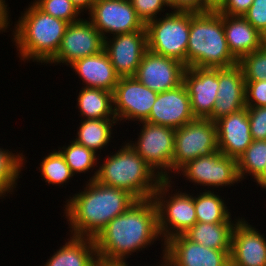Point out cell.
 Wrapping results in <instances>:
<instances>
[{
    "mask_svg": "<svg viewBox=\"0 0 266 266\" xmlns=\"http://www.w3.org/2000/svg\"><path fill=\"white\" fill-rule=\"evenodd\" d=\"M98 260L127 263V258L161 241L158 213L153 198L137 200L123 214L111 220L94 238Z\"/></svg>",
    "mask_w": 266,
    "mask_h": 266,
    "instance_id": "obj_1",
    "label": "cell"
},
{
    "mask_svg": "<svg viewBox=\"0 0 266 266\" xmlns=\"http://www.w3.org/2000/svg\"><path fill=\"white\" fill-rule=\"evenodd\" d=\"M84 186L66 198L62 209L70 228L68 234L72 236L95 238L111 220L137 201L129 192L95 180L86 181Z\"/></svg>",
    "mask_w": 266,
    "mask_h": 266,
    "instance_id": "obj_2",
    "label": "cell"
},
{
    "mask_svg": "<svg viewBox=\"0 0 266 266\" xmlns=\"http://www.w3.org/2000/svg\"><path fill=\"white\" fill-rule=\"evenodd\" d=\"M14 22L11 38L17 56L27 61L46 64L56 55L68 22L41 11L33 2Z\"/></svg>",
    "mask_w": 266,
    "mask_h": 266,
    "instance_id": "obj_3",
    "label": "cell"
},
{
    "mask_svg": "<svg viewBox=\"0 0 266 266\" xmlns=\"http://www.w3.org/2000/svg\"><path fill=\"white\" fill-rule=\"evenodd\" d=\"M122 144L119 150L107 154L102 163L98 161L101 165L95 181L125 190L137 200L152 198L162 179L128 142Z\"/></svg>",
    "mask_w": 266,
    "mask_h": 266,
    "instance_id": "obj_4",
    "label": "cell"
},
{
    "mask_svg": "<svg viewBox=\"0 0 266 266\" xmlns=\"http://www.w3.org/2000/svg\"><path fill=\"white\" fill-rule=\"evenodd\" d=\"M238 64L229 51L218 11L190 12L186 68H226Z\"/></svg>",
    "mask_w": 266,
    "mask_h": 266,
    "instance_id": "obj_5",
    "label": "cell"
},
{
    "mask_svg": "<svg viewBox=\"0 0 266 266\" xmlns=\"http://www.w3.org/2000/svg\"><path fill=\"white\" fill-rule=\"evenodd\" d=\"M172 180H162L152 197L158 213L159 233L164 243L173 236L186 233L197 222L193 192L174 189L178 186L174 187L175 181Z\"/></svg>",
    "mask_w": 266,
    "mask_h": 266,
    "instance_id": "obj_6",
    "label": "cell"
},
{
    "mask_svg": "<svg viewBox=\"0 0 266 266\" xmlns=\"http://www.w3.org/2000/svg\"><path fill=\"white\" fill-rule=\"evenodd\" d=\"M145 24L149 51L173 58L186 67L190 12L171 11Z\"/></svg>",
    "mask_w": 266,
    "mask_h": 266,
    "instance_id": "obj_7",
    "label": "cell"
},
{
    "mask_svg": "<svg viewBox=\"0 0 266 266\" xmlns=\"http://www.w3.org/2000/svg\"><path fill=\"white\" fill-rule=\"evenodd\" d=\"M136 125L141 126L137 140L128 144L162 180L172 179L175 129L146 121Z\"/></svg>",
    "mask_w": 266,
    "mask_h": 266,
    "instance_id": "obj_8",
    "label": "cell"
},
{
    "mask_svg": "<svg viewBox=\"0 0 266 266\" xmlns=\"http://www.w3.org/2000/svg\"><path fill=\"white\" fill-rule=\"evenodd\" d=\"M176 174L195 185L196 189L200 185L202 189L205 188L204 190L229 188L241 182L238 176L237 160L226 156L219 150L210 156L197 157L189 161L175 173L174 180Z\"/></svg>",
    "mask_w": 266,
    "mask_h": 266,
    "instance_id": "obj_9",
    "label": "cell"
},
{
    "mask_svg": "<svg viewBox=\"0 0 266 266\" xmlns=\"http://www.w3.org/2000/svg\"><path fill=\"white\" fill-rule=\"evenodd\" d=\"M218 151L215 122L195 119L175 129L173 174L197 157L210 156Z\"/></svg>",
    "mask_w": 266,
    "mask_h": 266,
    "instance_id": "obj_10",
    "label": "cell"
},
{
    "mask_svg": "<svg viewBox=\"0 0 266 266\" xmlns=\"http://www.w3.org/2000/svg\"><path fill=\"white\" fill-rule=\"evenodd\" d=\"M158 93L135 77H120L113 91V111L118 123L145 121Z\"/></svg>",
    "mask_w": 266,
    "mask_h": 266,
    "instance_id": "obj_11",
    "label": "cell"
},
{
    "mask_svg": "<svg viewBox=\"0 0 266 266\" xmlns=\"http://www.w3.org/2000/svg\"><path fill=\"white\" fill-rule=\"evenodd\" d=\"M88 15L87 18L103 39L117 34L135 32L145 27L130 0H96Z\"/></svg>",
    "mask_w": 266,
    "mask_h": 266,
    "instance_id": "obj_12",
    "label": "cell"
},
{
    "mask_svg": "<svg viewBox=\"0 0 266 266\" xmlns=\"http://www.w3.org/2000/svg\"><path fill=\"white\" fill-rule=\"evenodd\" d=\"M103 49L104 39L100 32L88 18H82L68 24L56 55L47 64L68 67L74 61L97 54Z\"/></svg>",
    "mask_w": 266,
    "mask_h": 266,
    "instance_id": "obj_13",
    "label": "cell"
},
{
    "mask_svg": "<svg viewBox=\"0 0 266 266\" xmlns=\"http://www.w3.org/2000/svg\"><path fill=\"white\" fill-rule=\"evenodd\" d=\"M230 253L205 247L180 234L165 242L163 261L169 266H230Z\"/></svg>",
    "mask_w": 266,
    "mask_h": 266,
    "instance_id": "obj_14",
    "label": "cell"
},
{
    "mask_svg": "<svg viewBox=\"0 0 266 266\" xmlns=\"http://www.w3.org/2000/svg\"><path fill=\"white\" fill-rule=\"evenodd\" d=\"M107 53L119 77H134L147 48L146 28L104 39Z\"/></svg>",
    "mask_w": 266,
    "mask_h": 266,
    "instance_id": "obj_15",
    "label": "cell"
},
{
    "mask_svg": "<svg viewBox=\"0 0 266 266\" xmlns=\"http://www.w3.org/2000/svg\"><path fill=\"white\" fill-rule=\"evenodd\" d=\"M185 69L180 61L147 50L134 77L152 91L161 93L181 85Z\"/></svg>",
    "mask_w": 266,
    "mask_h": 266,
    "instance_id": "obj_16",
    "label": "cell"
},
{
    "mask_svg": "<svg viewBox=\"0 0 266 266\" xmlns=\"http://www.w3.org/2000/svg\"><path fill=\"white\" fill-rule=\"evenodd\" d=\"M191 102V111L196 119H208L217 99L218 68L188 67L183 73Z\"/></svg>",
    "mask_w": 266,
    "mask_h": 266,
    "instance_id": "obj_17",
    "label": "cell"
},
{
    "mask_svg": "<svg viewBox=\"0 0 266 266\" xmlns=\"http://www.w3.org/2000/svg\"><path fill=\"white\" fill-rule=\"evenodd\" d=\"M191 111V102L185 85L158 93L146 122L170 127L180 128L194 121Z\"/></svg>",
    "mask_w": 266,
    "mask_h": 266,
    "instance_id": "obj_18",
    "label": "cell"
},
{
    "mask_svg": "<svg viewBox=\"0 0 266 266\" xmlns=\"http://www.w3.org/2000/svg\"><path fill=\"white\" fill-rule=\"evenodd\" d=\"M230 266H266V237L242 218L232 233Z\"/></svg>",
    "mask_w": 266,
    "mask_h": 266,
    "instance_id": "obj_19",
    "label": "cell"
},
{
    "mask_svg": "<svg viewBox=\"0 0 266 266\" xmlns=\"http://www.w3.org/2000/svg\"><path fill=\"white\" fill-rule=\"evenodd\" d=\"M218 83L217 99L208 118L213 122L246 107V81L238 64L218 68Z\"/></svg>",
    "mask_w": 266,
    "mask_h": 266,
    "instance_id": "obj_20",
    "label": "cell"
},
{
    "mask_svg": "<svg viewBox=\"0 0 266 266\" xmlns=\"http://www.w3.org/2000/svg\"><path fill=\"white\" fill-rule=\"evenodd\" d=\"M215 125L218 150L238 160L253 142L247 108L220 118Z\"/></svg>",
    "mask_w": 266,
    "mask_h": 266,
    "instance_id": "obj_21",
    "label": "cell"
},
{
    "mask_svg": "<svg viewBox=\"0 0 266 266\" xmlns=\"http://www.w3.org/2000/svg\"><path fill=\"white\" fill-rule=\"evenodd\" d=\"M68 67L73 69L83 87L87 88H101L113 92L120 78L104 49L97 54L78 59Z\"/></svg>",
    "mask_w": 266,
    "mask_h": 266,
    "instance_id": "obj_22",
    "label": "cell"
},
{
    "mask_svg": "<svg viewBox=\"0 0 266 266\" xmlns=\"http://www.w3.org/2000/svg\"><path fill=\"white\" fill-rule=\"evenodd\" d=\"M223 27L229 51L237 60L264 45L263 34L243 16L223 14Z\"/></svg>",
    "mask_w": 266,
    "mask_h": 266,
    "instance_id": "obj_23",
    "label": "cell"
},
{
    "mask_svg": "<svg viewBox=\"0 0 266 266\" xmlns=\"http://www.w3.org/2000/svg\"><path fill=\"white\" fill-rule=\"evenodd\" d=\"M43 266H95L98 257L94 238L70 235ZM42 266V265H41Z\"/></svg>",
    "mask_w": 266,
    "mask_h": 266,
    "instance_id": "obj_24",
    "label": "cell"
},
{
    "mask_svg": "<svg viewBox=\"0 0 266 266\" xmlns=\"http://www.w3.org/2000/svg\"><path fill=\"white\" fill-rule=\"evenodd\" d=\"M80 126L77 127L75 142L91 149L96 154H101V150L107 148L114 138L113 127L118 125L116 118L105 119H81ZM100 150V151H98Z\"/></svg>",
    "mask_w": 266,
    "mask_h": 266,
    "instance_id": "obj_25",
    "label": "cell"
},
{
    "mask_svg": "<svg viewBox=\"0 0 266 266\" xmlns=\"http://www.w3.org/2000/svg\"><path fill=\"white\" fill-rule=\"evenodd\" d=\"M77 95L76 107L81 119L116 118L113 111V92L82 86Z\"/></svg>",
    "mask_w": 266,
    "mask_h": 266,
    "instance_id": "obj_26",
    "label": "cell"
},
{
    "mask_svg": "<svg viewBox=\"0 0 266 266\" xmlns=\"http://www.w3.org/2000/svg\"><path fill=\"white\" fill-rule=\"evenodd\" d=\"M236 224L196 222L184 235L211 249L231 250L232 233Z\"/></svg>",
    "mask_w": 266,
    "mask_h": 266,
    "instance_id": "obj_27",
    "label": "cell"
},
{
    "mask_svg": "<svg viewBox=\"0 0 266 266\" xmlns=\"http://www.w3.org/2000/svg\"><path fill=\"white\" fill-rule=\"evenodd\" d=\"M204 191V192H203ZM194 193L196 219L200 223H237L242 217L232 219L231 210L226 206L225 198L213 190ZM217 193V194H216Z\"/></svg>",
    "mask_w": 266,
    "mask_h": 266,
    "instance_id": "obj_28",
    "label": "cell"
},
{
    "mask_svg": "<svg viewBox=\"0 0 266 266\" xmlns=\"http://www.w3.org/2000/svg\"><path fill=\"white\" fill-rule=\"evenodd\" d=\"M20 152L0 147V199L10 196L16 190L18 178L22 177L20 174L27 160L23 151Z\"/></svg>",
    "mask_w": 266,
    "mask_h": 266,
    "instance_id": "obj_29",
    "label": "cell"
},
{
    "mask_svg": "<svg viewBox=\"0 0 266 266\" xmlns=\"http://www.w3.org/2000/svg\"><path fill=\"white\" fill-rule=\"evenodd\" d=\"M69 141L68 145L60 146L58 150L63 155L72 173L76 176V174H87L91 171L93 174L91 177L89 176V181L95 180L98 170L97 165L99 164L98 160H101V156L74 140Z\"/></svg>",
    "mask_w": 266,
    "mask_h": 266,
    "instance_id": "obj_30",
    "label": "cell"
},
{
    "mask_svg": "<svg viewBox=\"0 0 266 266\" xmlns=\"http://www.w3.org/2000/svg\"><path fill=\"white\" fill-rule=\"evenodd\" d=\"M266 167V140H253L237 160L238 176L243 182L248 176L253 182L264 172Z\"/></svg>",
    "mask_w": 266,
    "mask_h": 266,
    "instance_id": "obj_31",
    "label": "cell"
},
{
    "mask_svg": "<svg viewBox=\"0 0 266 266\" xmlns=\"http://www.w3.org/2000/svg\"><path fill=\"white\" fill-rule=\"evenodd\" d=\"M40 167H37L40 171L42 181L45 184L65 187L67 183L75 176L67 163L61 152L56 150L49 152L46 156L42 157L40 161Z\"/></svg>",
    "mask_w": 266,
    "mask_h": 266,
    "instance_id": "obj_32",
    "label": "cell"
},
{
    "mask_svg": "<svg viewBox=\"0 0 266 266\" xmlns=\"http://www.w3.org/2000/svg\"><path fill=\"white\" fill-rule=\"evenodd\" d=\"M41 11L62 19L68 23L81 20V11L71 0H34L32 1Z\"/></svg>",
    "mask_w": 266,
    "mask_h": 266,
    "instance_id": "obj_33",
    "label": "cell"
},
{
    "mask_svg": "<svg viewBox=\"0 0 266 266\" xmlns=\"http://www.w3.org/2000/svg\"><path fill=\"white\" fill-rule=\"evenodd\" d=\"M245 81L266 79V46L244 55L238 60Z\"/></svg>",
    "mask_w": 266,
    "mask_h": 266,
    "instance_id": "obj_34",
    "label": "cell"
},
{
    "mask_svg": "<svg viewBox=\"0 0 266 266\" xmlns=\"http://www.w3.org/2000/svg\"><path fill=\"white\" fill-rule=\"evenodd\" d=\"M137 16L144 24L160 17L161 12L166 11L167 5L163 0H130ZM159 15V16H157Z\"/></svg>",
    "mask_w": 266,
    "mask_h": 266,
    "instance_id": "obj_35",
    "label": "cell"
},
{
    "mask_svg": "<svg viewBox=\"0 0 266 266\" xmlns=\"http://www.w3.org/2000/svg\"><path fill=\"white\" fill-rule=\"evenodd\" d=\"M246 108L253 140H266V106Z\"/></svg>",
    "mask_w": 266,
    "mask_h": 266,
    "instance_id": "obj_36",
    "label": "cell"
},
{
    "mask_svg": "<svg viewBox=\"0 0 266 266\" xmlns=\"http://www.w3.org/2000/svg\"><path fill=\"white\" fill-rule=\"evenodd\" d=\"M246 107L266 106V79L246 81Z\"/></svg>",
    "mask_w": 266,
    "mask_h": 266,
    "instance_id": "obj_37",
    "label": "cell"
},
{
    "mask_svg": "<svg viewBox=\"0 0 266 266\" xmlns=\"http://www.w3.org/2000/svg\"><path fill=\"white\" fill-rule=\"evenodd\" d=\"M243 17L261 34L266 32V0H254Z\"/></svg>",
    "mask_w": 266,
    "mask_h": 266,
    "instance_id": "obj_38",
    "label": "cell"
},
{
    "mask_svg": "<svg viewBox=\"0 0 266 266\" xmlns=\"http://www.w3.org/2000/svg\"><path fill=\"white\" fill-rule=\"evenodd\" d=\"M254 0H225L217 10L227 16H243L250 8Z\"/></svg>",
    "mask_w": 266,
    "mask_h": 266,
    "instance_id": "obj_39",
    "label": "cell"
},
{
    "mask_svg": "<svg viewBox=\"0 0 266 266\" xmlns=\"http://www.w3.org/2000/svg\"><path fill=\"white\" fill-rule=\"evenodd\" d=\"M6 0H0V34L9 32L8 30L12 29L10 26H12L11 22V14H10V7H8L9 3H6ZM11 22V24H10ZM10 28V29H9Z\"/></svg>",
    "mask_w": 266,
    "mask_h": 266,
    "instance_id": "obj_40",
    "label": "cell"
},
{
    "mask_svg": "<svg viewBox=\"0 0 266 266\" xmlns=\"http://www.w3.org/2000/svg\"><path fill=\"white\" fill-rule=\"evenodd\" d=\"M175 11L202 12V0H175Z\"/></svg>",
    "mask_w": 266,
    "mask_h": 266,
    "instance_id": "obj_41",
    "label": "cell"
},
{
    "mask_svg": "<svg viewBox=\"0 0 266 266\" xmlns=\"http://www.w3.org/2000/svg\"><path fill=\"white\" fill-rule=\"evenodd\" d=\"M225 0H202V12L217 11Z\"/></svg>",
    "mask_w": 266,
    "mask_h": 266,
    "instance_id": "obj_42",
    "label": "cell"
},
{
    "mask_svg": "<svg viewBox=\"0 0 266 266\" xmlns=\"http://www.w3.org/2000/svg\"><path fill=\"white\" fill-rule=\"evenodd\" d=\"M71 1L78 7V9L82 12V14H84L86 12L88 13L92 9L93 4L96 0H71Z\"/></svg>",
    "mask_w": 266,
    "mask_h": 266,
    "instance_id": "obj_43",
    "label": "cell"
},
{
    "mask_svg": "<svg viewBox=\"0 0 266 266\" xmlns=\"http://www.w3.org/2000/svg\"><path fill=\"white\" fill-rule=\"evenodd\" d=\"M129 263H120V262H104V261H100L98 260L95 266H128ZM130 266V265H129ZM139 266V265H137ZM146 266V264L144 265Z\"/></svg>",
    "mask_w": 266,
    "mask_h": 266,
    "instance_id": "obj_44",
    "label": "cell"
},
{
    "mask_svg": "<svg viewBox=\"0 0 266 266\" xmlns=\"http://www.w3.org/2000/svg\"><path fill=\"white\" fill-rule=\"evenodd\" d=\"M254 182L257 183V185L262 189L264 188L266 191V167L264 169V172Z\"/></svg>",
    "mask_w": 266,
    "mask_h": 266,
    "instance_id": "obj_45",
    "label": "cell"
},
{
    "mask_svg": "<svg viewBox=\"0 0 266 266\" xmlns=\"http://www.w3.org/2000/svg\"><path fill=\"white\" fill-rule=\"evenodd\" d=\"M164 3L169 7V10L175 11V0H163ZM171 8V9H170Z\"/></svg>",
    "mask_w": 266,
    "mask_h": 266,
    "instance_id": "obj_46",
    "label": "cell"
},
{
    "mask_svg": "<svg viewBox=\"0 0 266 266\" xmlns=\"http://www.w3.org/2000/svg\"><path fill=\"white\" fill-rule=\"evenodd\" d=\"M263 44L266 46V32L263 34Z\"/></svg>",
    "mask_w": 266,
    "mask_h": 266,
    "instance_id": "obj_47",
    "label": "cell"
}]
</instances>
